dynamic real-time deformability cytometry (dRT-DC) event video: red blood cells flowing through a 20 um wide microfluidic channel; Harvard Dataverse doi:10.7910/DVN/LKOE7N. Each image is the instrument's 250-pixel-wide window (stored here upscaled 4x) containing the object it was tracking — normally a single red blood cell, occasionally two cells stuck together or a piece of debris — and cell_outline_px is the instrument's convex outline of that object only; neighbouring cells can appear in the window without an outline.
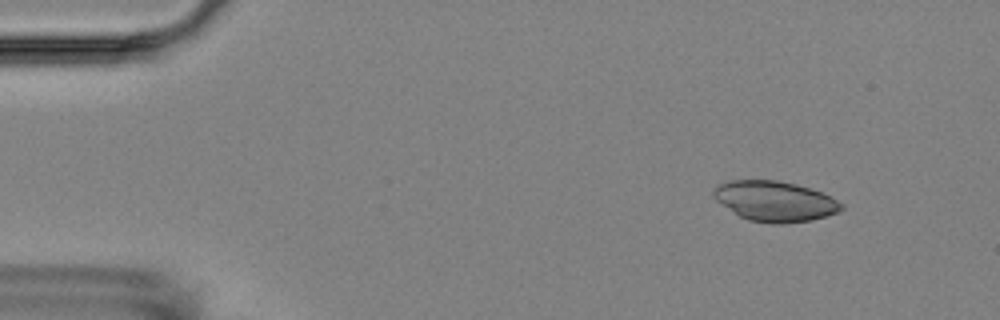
{"species": "Egyptian fruit bat (a non-hibernating species)", "species_latin": "Rousettus aegyptiacus", "temperature_condition": "room temperature", "stored_images_in_passage": 6, "camera_frame_rate_fps": 3000, "um_per_image_px": 0.085, "animal": {"sex": "female"}, "frame": {"image": 1, "passage_image": 2, "time_ms": 1.0, "image_size_px": [1000, 320], "cell_outline_px": [[844, 208], [836, 212], [812, 220], [780, 224], [772, 224], [748, 220], [740, 216], [716, 200], [712, 196], [712, 192], [716, 184], [728, 180], [776, 180], [796, 184], [820, 192], [844, 204]], "centroid_in_image_um": [65.81, 17.1], "position_along_channel_um": 19.2, "area_um2": 29.88}}